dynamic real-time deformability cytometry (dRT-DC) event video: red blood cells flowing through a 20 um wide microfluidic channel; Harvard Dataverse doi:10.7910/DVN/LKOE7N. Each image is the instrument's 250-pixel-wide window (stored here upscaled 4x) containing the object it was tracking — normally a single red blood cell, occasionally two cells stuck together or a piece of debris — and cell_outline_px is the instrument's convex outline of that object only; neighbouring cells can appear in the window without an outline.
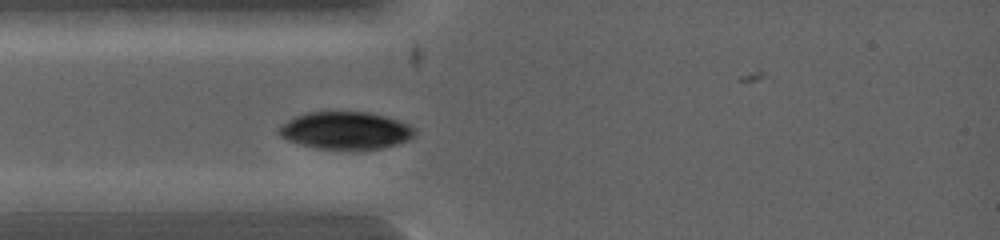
{"species": "common noctule bat (a hibernating species)", "species_latin": "Nyctalus noctula", "temperature_condition": "warm", "stored_images_in_passage": 6, "camera_frame_rate_fps": 5000, "um_per_image_px": 0.085, "animal": {"sex": "female", "body_mass_g": 19.0, "forearm_length_mm": 53.3}, "frame": {"image": 1, "passage_image": 5, "time_ms": 1.6, "image_size_px": [1000, 240], "cell_outline_px": [[416, 132], [408, 140], [396, 144], [380, 148], [316, 148], [300, 144], [288, 140], [280, 136], [276, 132], [280, 124], [296, 116], [308, 112], [368, 112], [384, 116], [412, 124], [416, 128]], "centroid_in_image_um": [29.37, 11.07], "position_along_channel_um": 55.6, "area_um2": 29.42}}